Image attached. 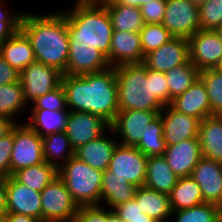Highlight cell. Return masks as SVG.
<instances>
[{
  "label": "cell",
  "mask_w": 222,
  "mask_h": 222,
  "mask_svg": "<svg viewBox=\"0 0 222 222\" xmlns=\"http://www.w3.org/2000/svg\"><path fill=\"white\" fill-rule=\"evenodd\" d=\"M67 107L71 111L89 112L113 122L118 109V87L114 67L84 75H63Z\"/></svg>",
  "instance_id": "obj_2"
},
{
  "label": "cell",
  "mask_w": 222,
  "mask_h": 222,
  "mask_svg": "<svg viewBox=\"0 0 222 222\" xmlns=\"http://www.w3.org/2000/svg\"><path fill=\"white\" fill-rule=\"evenodd\" d=\"M118 109L161 112L169 105V89L165 73L140 64L116 66Z\"/></svg>",
  "instance_id": "obj_3"
},
{
  "label": "cell",
  "mask_w": 222,
  "mask_h": 222,
  "mask_svg": "<svg viewBox=\"0 0 222 222\" xmlns=\"http://www.w3.org/2000/svg\"><path fill=\"white\" fill-rule=\"evenodd\" d=\"M3 222H39L37 219L16 213H5Z\"/></svg>",
  "instance_id": "obj_47"
},
{
  "label": "cell",
  "mask_w": 222,
  "mask_h": 222,
  "mask_svg": "<svg viewBox=\"0 0 222 222\" xmlns=\"http://www.w3.org/2000/svg\"><path fill=\"white\" fill-rule=\"evenodd\" d=\"M45 162L42 137L27 123L13 126V149L10 158V175L16 171Z\"/></svg>",
  "instance_id": "obj_7"
},
{
  "label": "cell",
  "mask_w": 222,
  "mask_h": 222,
  "mask_svg": "<svg viewBox=\"0 0 222 222\" xmlns=\"http://www.w3.org/2000/svg\"><path fill=\"white\" fill-rule=\"evenodd\" d=\"M163 156L178 177L191 176L202 158L199 139H187L174 145H167Z\"/></svg>",
  "instance_id": "obj_19"
},
{
  "label": "cell",
  "mask_w": 222,
  "mask_h": 222,
  "mask_svg": "<svg viewBox=\"0 0 222 222\" xmlns=\"http://www.w3.org/2000/svg\"><path fill=\"white\" fill-rule=\"evenodd\" d=\"M6 210H7L6 177L0 175V212L5 214Z\"/></svg>",
  "instance_id": "obj_48"
},
{
  "label": "cell",
  "mask_w": 222,
  "mask_h": 222,
  "mask_svg": "<svg viewBox=\"0 0 222 222\" xmlns=\"http://www.w3.org/2000/svg\"><path fill=\"white\" fill-rule=\"evenodd\" d=\"M123 222H156L150 216L143 213V216H135V217H118Z\"/></svg>",
  "instance_id": "obj_51"
},
{
  "label": "cell",
  "mask_w": 222,
  "mask_h": 222,
  "mask_svg": "<svg viewBox=\"0 0 222 222\" xmlns=\"http://www.w3.org/2000/svg\"><path fill=\"white\" fill-rule=\"evenodd\" d=\"M169 200L172 212L204 203L201 189L191 176L179 177L169 194Z\"/></svg>",
  "instance_id": "obj_28"
},
{
  "label": "cell",
  "mask_w": 222,
  "mask_h": 222,
  "mask_svg": "<svg viewBox=\"0 0 222 222\" xmlns=\"http://www.w3.org/2000/svg\"><path fill=\"white\" fill-rule=\"evenodd\" d=\"M4 1L0 0V23H21L23 13H11L12 10L5 9ZM4 7V8H3ZM3 8V9H2Z\"/></svg>",
  "instance_id": "obj_46"
},
{
  "label": "cell",
  "mask_w": 222,
  "mask_h": 222,
  "mask_svg": "<svg viewBox=\"0 0 222 222\" xmlns=\"http://www.w3.org/2000/svg\"><path fill=\"white\" fill-rule=\"evenodd\" d=\"M16 123L11 118L0 115V138L7 135Z\"/></svg>",
  "instance_id": "obj_49"
},
{
  "label": "cell",
  "mask_w": 222,
  "mask_h": 222,
  "mask_svg": "<svg viewBox=\"0 0 222 222\" xmlns=\"http://www.w3.org/2000/svg\"><path fill=\"white\" fill-rule=\"evenodd\" d=\"M30 109H46L49 111H59L68 109L66 93L62 83L52 91L38 97Z\"/></svg>",
  "instance_id": "obj_39"
},
{
  "label": "cell",
  "mask_w": 222,
  "mask_h": 222,
  "mask_svg": "<svg viewBox=\"0 0 222 222\" xmlns=\"http://www.w3.org/2000/svg\"><path fill=\"white\" fill-rule=\"evenodd\" d=\"M188 40L190 62L199 71L217 67L222 59V40L215 30L200 29Z\"/></svg>",
  "instance_id": "obj_13"
},
{
  "label": "cell",
  "mask_w": 222,
  "mask_h": 222,
  "mask_svg": "<svg viewBox=\"0 0 222 222\" xmlns=\"http://www.w3.org/2000/svg\"><path fill=\"white\" fill-rule=\"evenodd\" d=\"M20 72L11 67L0 55V86L19 81Z\"/></svg>",
  "instance_id": "obj_44"
},
{
  "label": "cell",
  "mask_w": 222,
  "mask_h": 222,
  "mask_svg": "<svg viewBox=\"0 0 222 222\" xmlns=\"http://www.w3.org/2000/svg\"><path fill=\"white\" fill-rule=\"evenodd\" d=\"M0 55L18 72L36 61L31 42L21 30L0 44Z\"/></svg>",
  "instance_id": "obj_23"
},
{
  "label": "cell",
  "mask_w": 222,
  "mask_h": 222,
  "mask_svg": "<svg viewBox=\"0 0 222 222\" xmlns=\"http://www.w3.org/2000/svg\"><path fill=\"white\" fill-rule=\"evenodd\" d=\"M190 62L189 40L173 37L144 56L142 64L151 70L166 73L172 68Z\"/></svg>",
  "instance_id": "obj_14"
},
{
  "label": "cell",
  "mask_w": 222,
  "mask_h": 222,
  "mask_svg": "<svg viewBox=\"0 0 222 222\" xmlns=\"http://www.w3.org/2000/svg\"><path fill=\"white\" fill-rule=\"evenodd\" d=\"M76 1H101V0H76Z\"/></svg>",
  "instance_id": "obj_57"
},
{
  "label": "cell",
  "mask_w": 222,
  "mask_h": 222,
  "mask_svg": "<svg viewBox=\"0 0 222 222\" xmlns=\"http://www.w3.org/2000/svg\"><path fill=\"white\" fill-rule=\"evenodd\" d=\"M12 176L21 184L28 186L32 190L41 192L58 176V169L47 162H42L38 165L22 168Z\"/></svg>",
  "instance_id": "obj_31"
},
{
  "label": "cell",
  "mask_w": 222,
  "mask_h": 222,
  "mask_svg": "<svg viewBox=\"0 0 222 222\" xmlns=\"http://www.w3.org/2000/svg\"><path fill=\"white\" fill-rule=\"evenodd\" d=\"M113 210H106L102 205L79 206L73 222H108Z\"/></svg>",
  "instance_id": "obj_40"
},
{
  "label": "cell",
  "mask_w": 222,
  "mask_h": 222,
  "mask_svg": "<svg viewBox=\"0 0 222 222\" xmlns=\"http://www.w3.org/2000/svg\"><path fill=\"white\" fill-rule=\"evenodd\" d=\"M42 149L45 162L57 169L75 155V150L64 131L42 137Z\"/></svg>",
  "instance_id": "obj_30"
},
{
  "label": "cell",
  "mask_w": 222,
  "mask_h": 222,
  "mask_svg": "<svg viewBox=\"0 0 222 222\" xmlns=\"http://www.w3.org/2000/svg\"><path fill=\"white\" fill-rule=\"evenodd\" d=\"M32 115L26 122L39 136L44 137L56 132L65 131L69 109L49 111L31 109Z\"/></svg>",
  "instance_id": "obj_29"
},
{
  "label": "cell",
  "mask_w": 222,
  "mask_h": 222,
  "mask_svg": "<svg viewBox=\"0 0 222 222\" xmlns=\"http://www.w3.org/2000/svg\"><path fill=\"white\" fill-rule=\"evenodd\" d=\"M175 222H217L222 217V208L210 203L173 211Z\"/></svg>",
  "instance_id": "obj_36"
},
{
  "label": "cell",
  "mask_w": 222,
  "mask_h": 222,
  "mask_svg": "<svg viewBox=\"0 0 222 222\" xmlns=\"http://www.w3.org/2000/svg\"><path fill=\"white\" fill-rule=\"evenodd\" d=\"M179 177L172 171L163 155L149 156L145 187L169 195Z\"/></svg>",
  "instance_id": "obj_24"
},
{
  "label": "cell",
  "mask_w": 222,
  "mask_h": 222,
  "mask_svg": "<svg viewBox=\"0 0 222 222\" xmlns=\"http://www.w3.org/2000/svg\"><path fill=\"white\" fill-rule=\"evenodd\" d=\"M101 185V201L114 209L116 206L121 205L135 196L137 186L129 183L126 179L115 176V174L108 169L103 171Z\"/></svg>",
  "instance_id": "obj_25"
},
{
  "label": "cell",
  "mask_w": 222,
  "mask_h": 222,
  "mask_svg": "<svg viewBox=\"0 0 222 222\" xmlns=\"http://www.w3.org/2000/svg\"><path fill=\"white\" fill-rule=\"evenodd\" d=\"M113 213L117 217H135L143 216L142 210L135 198L128 200L127 202L116 206L113 209Z\"/></svg>",
  "instance_id": "obj_43"
},
{
  "label": "cell",
  "mask_w": 222,
  "mask_h": 222,
  "mask_svg": "<svg viewBox=\"0 0 222 222\" xmlns=\"http://www.w3.org/2000/svg\"><path fill=\"white\" fill-rule=\"evenodd\" d=\"M109 128L110 124L98 115L70 110L64 132L76 150L108 132Z\"/></svg>",
  "instance_id": "obj_11"
},
{
  "label": "cell",
  "mask_w": 222,
  "mask_h": 222,
  "mask_svg": "<svg viewBox=\"0 0 222 222\" xmlns=\"http://www.w3.org/2000/svg\"><path fill=\"white\" fill-rule=\"evenodd\" d=\"M145 156L164 155L166 150L165 139L163 136V121L160 114L147 126L145 135L135 146Z\"/></svg>",
  "instance_id": "obj_33"
},
{
  "label": "cell",
  "mask_w": 222,
  "mask_h": 222,
  "mask_svg": "<svg viewBox=\"0 0 222 222\" xmlns=\"http://www.w3.org/2000/svg\"><path fill=\"white\" fill-rule=\"evenodd\" d=\"M198 10L200 29L216 30L222 24V0H207Z\"/></svg>",
  "instance_id": "obj_38"
},
{
  "label": "cell",
  "mask_w": 222,
  "mask_h": 222,
  "mask_svg": "<svg viewBox=\"0 0 222 222\" xmlns=\"http://www.w3.org/2000/svg\"><path fill=\"white\" fill-rule=\"evenodd\" d=\"M42 222H73L78 210L63 180L55 177L41 192Z\"/></svg>",
  "instance_id": "obj_6"
},
{
  "label": "cell",
  "mask_w": 222,
  "mask_h": 222,
  "mask_svg": "<svg viewBox=\"0 0 222 222\" xmlns=\"http://www.w3.org/2000/svg\"><path fill=\"white\" fill-rule=\"evenodd\" d=\"M4 213H2V212H0V222H3V220H4Z\"/></svg>",
  "instance_id": "obj_56"
},
{
  "label": "cell",
  "mask_w": 222,
  "mask_h": 222,
  "mask_svg": "<svg viewBox=\"0 0 222 222\" xmlns=\"http://www.w3.org/2000/svg\"><path fill=\"white\" fill-rule=\"evenodd\" d=\"M103 171L94 169L76 156L58 168L72 199L78 206L100 205Z\"/></svg>",
  "instance_id": "obj_5"
},
{
  "label": "cell",
  "mask_w": 222,
  "mask_h": 222,
  "mask_svg": "<svg viewBox=\"0 0 222 222\" xmlns=\"http://www.w3.org/2000/svg\"><path fill=\"white\" fill-rule=\"evenodd\" d=\"M144 60L139 32L113 31L107 61L111 67L140 64Z\"/></svg>",
  "instance_id": "obj_18"
},
{
  "label": "cell",
  "mask_w": 222,
  "mask_h": 222,
  "mask_svg": "<svg viewBox=\"0 0 222 222\" xmlns=\"http://www.w3.org/2000/svg\"><path fill=\"white\" fill-rule=\"evenodd\" d=\"M7 210L31 216L42 222L41 193L18 182L12 175L6 177Z\"/></svg>",
  "instance_id": "obj_15"
},
{
  "label": "cell",
  "mask_w": 222,
  "mask_h": 222,
  "mask_svg": "<svg viewBox=\"0 0 222 222\" xmlns=\"http://www.w3.org/2000/svg\"><path fill=\"white\" fill-rule=\"evenodd\" d=\"M100 2L107 8L114 31L140 32L144 27L140 8L120 5L114 0Z\"/></svg>",
  "instance_id": "obj_27"
},
{
  "label": "cell",
  "mask_w": 222,
  "mask_h": 222,
  "mask_svg": "<svg viewBox=\"0 0 222 222\" xmlns=\"http://www.w3.org/2000/svg\"><path fill=\"white\" fill-rule=\"evenodd\" d=\"M166 0H153L140 7L145 24H162L165 14Z\"/></svg>",
  "instance_id": "obj_41"
},
{
  "label": "cell",
  "mask_w": 222,
  "mask_h": 222,
  "mask_svg": "<svg viewBox=\"0 0 222 222\" xmlns=\"http://www.w3.org/2000/svg\"><path fill=\"white\" fill-rule=\"evenodd\" d=\"M148 157L135 146L117 144L108 170L137 187L144 185Z\"/></svg>",
  "instance_id": "obj_10"
},
{
  "label": "cell",
  "mask_w": 222,
  "mask_h": 222,
  "mask_svg": "<svg viewBox=\"0 0 222 222\" xmlns=\"http://www.w3.org/2000/svg\"><path fill=\"white\" fill-rule=\"evenodd\" d=\"M66 16L69 58L64 75H84L111 67L109 56L113 27L100 1H76Z\"/></svg>",
  "instance_id": "obj_1"
},
{
  "label": "cell",
  "mask_w": 222,
  "mask_h": 222,
  "mask_svg": "<svg viewBox=\"0 0 222 222\" xmlns=\"http://www.w3.org/2000/svg\"><path fill=\"white\" fill-rule=\"evenodd\" d=\"M165 144L174 145L187 139L198 138L200 120L178 112L170 105L160 112Z\"/></svg>",
  "instance_id": "obj_17"
},
{
  "label": "cell",
  "mask_w": 222,
  "mask_h": 222,
  "mask_svg": "<svg viewBox=\"0 0 222 222\" xmlns=\"http://www.w3.org/2000/svg\"><path fill=\"white\" fill-rule=\"evenodd\" d=\"M139 35L144 56L173 38L163 24H145Z\"/></svg>",
  "instance_id": "obj_37"
},
{
  "label": "cell",
  "mask_w": 222,
  "mask_h": 222,
  "mask_svg": "<svg viewBox=\"0 0 222 222\" xmlns=\"http://www.w3.org/2000/svg\"><path fill=\"white\" fill-rule=\"evenodd\" d=\"M106 133L100 137L83 144L75 150V155L79 160L85 162L94 169L105 171L109 167L113 151L119 141L111 137H106Z\"/></svg>",
  "instance_id": "obj_21"
},
{
  "label": "cell",
  "mask_w": 222,
  "mask_h": 222,
  "mask_svg": "<svg viewBox=\"0 0 222 222\" xmlns=\"http://www.w3.org/2000/svg\"><path fill=\"white\" fill-rule=\"evenodd\" d=\"M27 106L24 99L23 86L20 81L0 86V115L13 118Z\"/></svg>",
  "instance_id": "obj_34"
},
{
  "label": "cell",
  "mask_w": 222,
  "mask_h": 222,
  "mask_svg": "<svg viewBox=\"0 0 222 222\" xmlns=\"http://www.w3.org/2000/svg\"><path fill=\"white\" fill-rule=\"evenodd\" d=\"M20 30L30 40L35 60L66 73L69 58V36L64 13L47 15L24 13Z\"/></svg>",
  "instance_id": "obj_4"
},
{
  "label": "cell",
  "mask_w": 222,
  "mask_h": 222,
  "mask_svg": "<svg viewBox=\"0 0 222 222\" xmlns=\"http://www.w3.org/2000/svg\"><path fill=\"white\" fill-rule=\"evenodd\" d=\"M191 177L201 189L203 202L222 208V162L202 157Z\"/></svg>",
  "instance_id": "obj_16"
},
{
  "label": "cell",
  "mask_w": 222,
  "mask_h": 222,
  "mask_svg": "<svg viewBox=\"0 0 222 222\" xmlns=\"http://www.w3.org/2000/svg\"><path fill=\"white\" fill-rule=\"evenodd\" d=\"M13 149V128L12 130L0 138V175L4 177L10 176V158Z\"/></svg>",
  "instance_id": "obj_42"
},
{
  "label": "cell",
  "mask_w": 222,
  "mask_h": 222,
  "mask_svg": "<svg viewBox=\"0 0 222 222\" xmlns=\"http://www.w3.org/2000/svg\"><path fill=\"white\" fill-rule=\"evenodd\" d=\"M117 4L125 5V6H133L140 8L145 3L153 2V0H114Z\"/></svg>",
  "instance_id": "obj_50"
},
{
  "label": "cell",
  "mask_w": 222,
  "mask_h": 222,
  "mask_svg": "<svg viewBox=\"0 0 222 222\" xmlns=\"http://www.w3.org/2000/svg\"><path fill=\"white\" fill-rule=\"evenodd\" d=\"M200 71L191 63L185 62L165 73L169 89V105L175 97L181 95L199 78Z\"/></svg>",
  "instance_id": "obj_32"
},
{
  "label": "cell",
  "mask_w": 222,
  "mask_h": 222,
  "mask_svg": "<svg viewBox=\"0 0 222 222\" xmlns=\"http://www.w3.org/2000/svg\"><path fill=\"white\" fill-rule=\"evenodd\" d=\"M162 24L173 37L189 39L200 30L198 5L190 0H166Z\"/></svg>",
  "instance_id": "obj_8"
},
{
  "label": "cell",
  "mask_w": 222,
  "mask_h": 222,
  "mask_svg": "<svg viewBox=\"0 0 222 222\" xmlns=\"http://www.w3.org/2000/svg\"><path fill=\"white\" fill-rule=\"evenodd\" d=\"M215 31L219 35V38L222 40V24Z\"/></svg>",
  "instance_id": "obj_53"
},
{
  "label": "cell",
  "mask_w": 222,
  "mask_h": 222,
  "mask_svg": "<svg viewBox=\"0 0 222 222\" xmlns=\"http://www.w3.org/2000/svg\"><path fill=\"white\" fill-rule=\"evenodd\" d=\"M160 112L144 110L119 111L110 124V132L118 135L122 141L119 144L125 146H136L142 136L145 135L147 126ZM117 133V134H116Z\"/></svg>",
  "instance_id": "obj_12"
},
{
  "label": "cell",
  "mask_w": 222,
  "mask_h": 222,
  "mask_svg": "<svg viewBox=\"0 0 222 222\" xmlns=\"http://www.w3.org/2000/svg\"><path fill=\"white\" fill-rule=\"evenodd\" d=\"M192 3H195L196 5H201L202 3L206 2L207 0H190Z\"/></svg>",
  "instance_id": "obj_54"
},
{
  "label": "cell",
  "mask_w": 222,
  "mask_h": 222,
  "mask_svg": "<svg viewBox=\"0 0 222 222\" xmlns=\"http://www.w3.org/2000/svg\"><path fill=\"white\" fill-rule=\"evenodd\" d=\"M63 73L57 68L35 61L24 68L19 75L26 103L34 102L38 97L57 88L61 84Z\"/></svg>",
  "instance_id": "obj_9"
},
{
  "label": "cell",
  "mask_w": 222,
  "mask_h": 222,
  "mask_svg": "<svg viewBox=\"0 0 222 222\" xmlns=\"http://www.w3.org/2000/svg\"><path fill=\"white\" fill-rule=\"evenodd\" d=\"M216 69L222 72V59L220 60L219 64L217 65Z\"/></svg>",
  "instance_id": "obj_55"
},
{
  "label": "cell",
  "mask_w": 222,
  "mask_h": 222,
  "mask_svg": "<svg viewBox=\"0 0 222 222\" xmlns=\"http://www.w3.org/2000/svg\"><path fill=\"white\" fill-rule=\"evenodd\" d=\"M199 78L205 84L209 103L210 116H222V72L216 68H208L200 71Z\"/></svg>",
  "instance_id": "obj_35"
},
{
  "label": "cell",
  "mask_w": 222,
  "mask_h": 222,
  "mask_svg": "<svg viewBox=\"0 0 222 222\" xmlns=\"http://www.w3.org/2000/svg\"><path fill=\"white\" fill-rule=\"evenodd\" d=\"M134 198L142 213L150 216L154 221L165 222L167 218H171L169 195L141 186L137 187Z\"/></svg>",
  "instance_id": "obj_26"
},
{
  "label": "cell",
  "mask_w": 222,
  "mask_h": 222,
  "mask_svg": "<svg viewBox=\"0 0 222 222\" xmlns=\"http://www.w3.org/2000/svg\"><path fill=\"white\" fill-rule=\"evenodd\" d=\"M20 30V23H0V44L9 40Z\"/></svg>",
  "instance_id": "obj_45"
},
{
  "label": "cell",
  "mask_w": 222,
  "mask_h": 222,
  "mask_svg": "<svg viewBox=\"0 0 222 222\" xmlns=\"http://www.w3.org/2000/svg\"><path fill=\"white\" fill-rule=\"evenodd\" d=\"M198 139L202 157L222 162L221 115H211L200 121Z\"/></svg>",
  "instance_id": "obj_22"
},
{
  "label": "cell",
  "mask_w": 222,
  "mask_h": 222,
  "mask_svg": "<svg viewBox=\"0 0 222 222\" xmlns=\"http://www.w3.org/2000/svg\"><path fill=\"white\" fill-rule=\"evenodd\" d=\"M170 106L178 112L193 116L200 121L210 116V103L203 81L198 78L188 90L172 99Z\"/></svg>",
  "instance_id": "obj_20"
},
{
  "label": "cell",
  "mask_w": 222,
  "mask_h": 222,
  "mask_svg": "<svg viewBox=\"0 0 222 222\" xmlns=\"http://www.w3.org/2000/svg\"><path fill=\"white\" fill-rule=\"evenodd\" d=\"M108 222H123L114 213L108 218Z\"/></svg>",
  "instance_id": "obj_52"
}]
</instances>
